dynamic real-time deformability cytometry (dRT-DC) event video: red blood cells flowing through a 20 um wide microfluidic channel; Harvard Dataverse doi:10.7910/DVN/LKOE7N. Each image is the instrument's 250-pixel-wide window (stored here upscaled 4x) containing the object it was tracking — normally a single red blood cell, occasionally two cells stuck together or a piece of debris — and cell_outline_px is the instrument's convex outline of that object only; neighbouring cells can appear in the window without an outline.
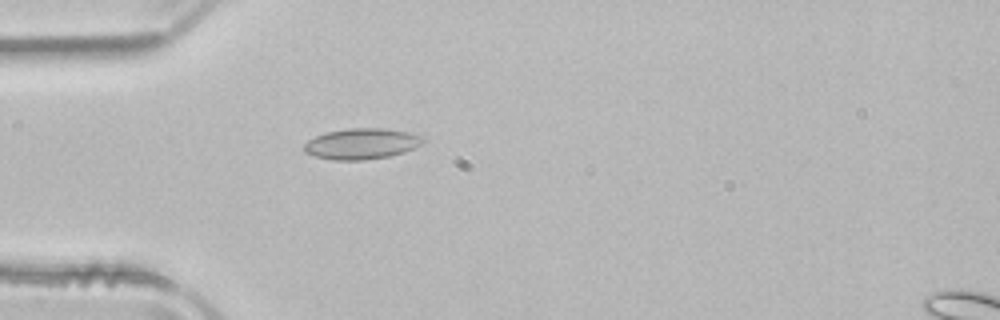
{"species": "common noctule bat (a hibernating species)", "species_latin": "Nyctalus noctula", "temperature_condition": "room temperature", "stored_images_in_passage": 37, "camera_frame_rate_fps": 3000, "um_per_image_px": 0.085, "animal": {"sex": "male", "body_mass_g": 21.5, "forearm_length_mm": 52.0}, "frame": {"image": 1, "passage_image": 1, "time_ms": 0.0, "image_size_px": [1000, 320], "cell_outline_px": [[424, 140], [420, 144], [404, 152], [388, 156], [364, 160], [336, 160], [316, 156], [304, 152], [304, 144], [308, 140], [324, 132], [348, 128], [384, 128], [408, 132], [420, 136]], "centroid_in_image_um": [30.69, 12.21], "position_along_channel_um": 54.3, "area_um2": 21.15}}
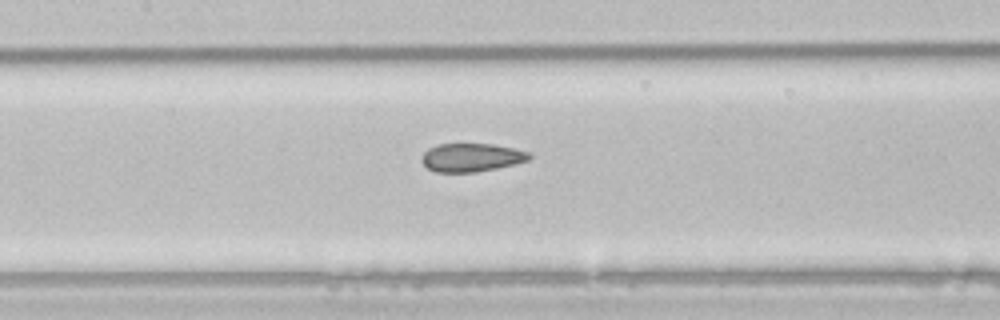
{"frame": {"image": 2, "passage_image": 10, "time_ms": 3.0, "image_size_px": [1000, 320], "cell_outline_px": [[532, 156], [528, 160], [516, 164], [476, 172], [436, 172], [428, 168], [420, 160], [424, 152], [428, 148], [440, 144], [492, 144], [512, 148], [528, 152]], "centroid_in_image_um": [40.06, 13.39], "position_along_channel_um": 167.3, "area_um2": 17.69}}
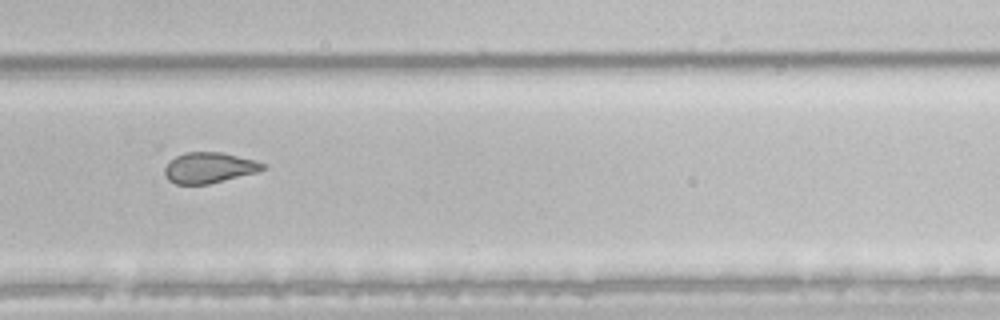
{"frame": {"image": 3, "passage_image": 21, "time_ms": 6.667, "image_size_px": [1000, 320], "cell_outline_px": [[268, 168], [256, 172], [208, 184], [176, 184], [168, 180], [164, 172], [164, 168], [168, 160], [184, 152], [220, 152], [252, 160], [264, 164]], "centroid_in_image_um": [17.71, 14.25], "position_along_channel_um": 312.1, "area_um2": 17.4}, "authors_computed_cell_mechanics": {"area_um2": 18.9006, "velocity_mm_per_s": 3.9646, "shape_relaxation_time_tau1_ms": null, "shape_relaxation_time_tau2_ms": 1.6914, "deformation_change_tau1": null, "deformation_change_tau2": 0.0776}}